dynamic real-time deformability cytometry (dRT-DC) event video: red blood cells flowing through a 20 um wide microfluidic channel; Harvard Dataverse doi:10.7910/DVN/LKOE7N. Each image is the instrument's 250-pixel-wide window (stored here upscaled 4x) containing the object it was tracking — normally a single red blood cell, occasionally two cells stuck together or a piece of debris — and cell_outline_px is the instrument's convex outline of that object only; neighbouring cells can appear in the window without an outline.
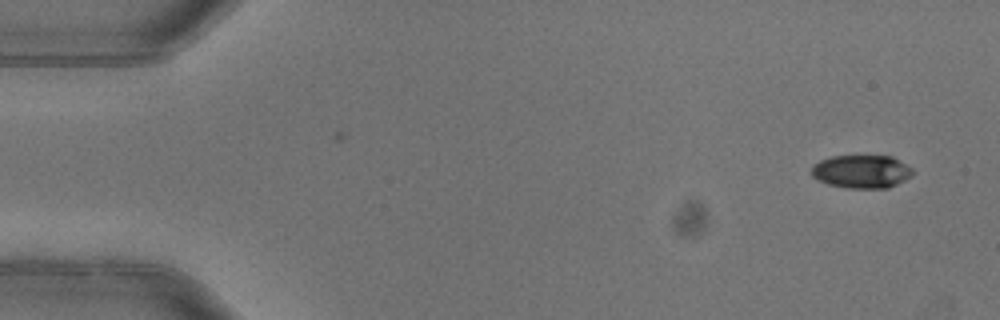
{"species": "common noctule bat (a hibernating species)", "species_latin": "Nyctalus noctula", "temperature_condition": "warm", "stored_images_in_passage": 5, "segment_of_instrument_passage": [2, 2], "camera_frame_rate_fps": 3000, "um_per_image_px": 0.085, "animal": {"sex": "female"}, "frame": {"image": 1, "passage_image": 5, "time_ms": 1.333, "image_size_px": [1000, 320], "cell_outline_px": [[912, 176], [888, 188], [848, 188], [828, 184], [812, 176], [812, 164], [820, 160], [832, 156], [892, 156], [912, 168]], "centroid_in_image_um": [73.22, 14.58], "position_along_channel_um": 11.8, "area_um2": 19.48}}